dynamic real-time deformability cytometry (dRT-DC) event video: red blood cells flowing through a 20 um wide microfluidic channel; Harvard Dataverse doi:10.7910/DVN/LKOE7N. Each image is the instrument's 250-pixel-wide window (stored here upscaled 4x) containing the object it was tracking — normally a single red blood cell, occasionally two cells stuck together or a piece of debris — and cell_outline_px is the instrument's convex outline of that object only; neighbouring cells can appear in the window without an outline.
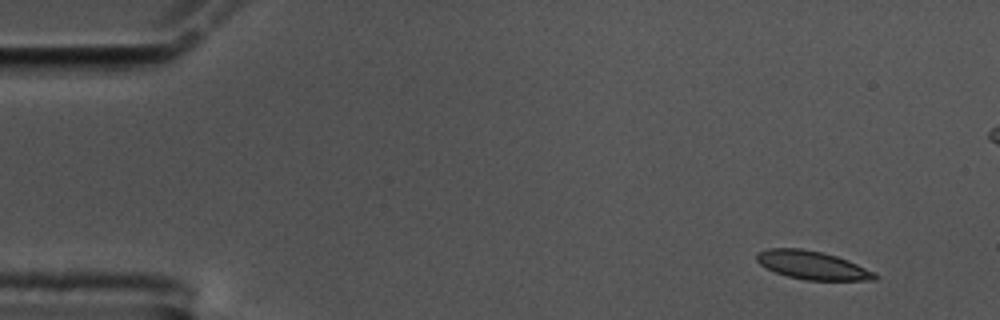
{"species": "common noctule bat (a hibernating species)", "species_latin": "Nyctalus noctula", "temperature_condition": "cold", "stored_images_in_passage": 53, "camera_frame_rate_fps": 3000, "um_per_image_px": 0.085, "animal": {"sex": "male", "body_mass_g": 17.5, "forearm_length_mm": 52.3}, "frame": {"image": 1, "passage_image": 1, "time_ms": 0.0, "image_size_px": [1000, 320], "cell_outline_px": [[880, 276], [876, 280], [804, 280], [788, 276], [776, 272], [760, 264], [756, 260], [756, 252], [768, 248], [800, 248], [820, 252], [836, 256], [848, 260], [876, 272]], "centroid_in_image_um": [69.07, 22.54], "position_along_channel_um": 15.9, "area_um2": 19.54}}
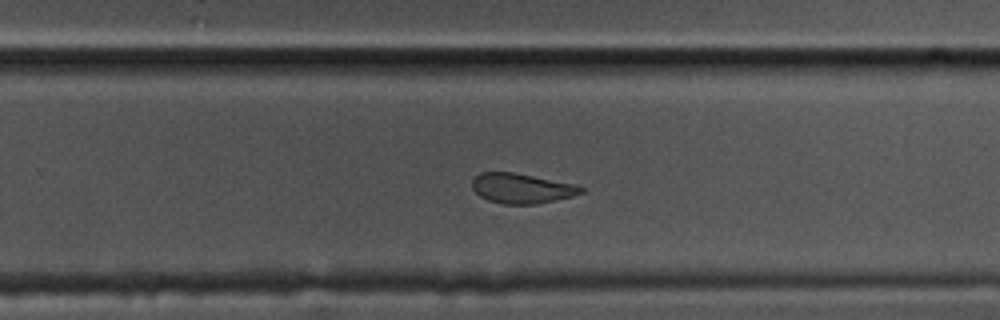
{"frame": {"image": 2, "passage_image": 33, "time_ms": 10.667, "image_size_px": [1000, 320], "cell_outline_px": [[584, 192], [572, 196], [536, 204], [504, 204], [488, 200], [480, 196], [472, 188], [472, 180], [480, 172], [512, 172], [576, 184], [584, 188]], "centroid_in_image_um": [44.34, 16.01], "position_along_channel_um": 285.5, "area_um2": 18.9}}
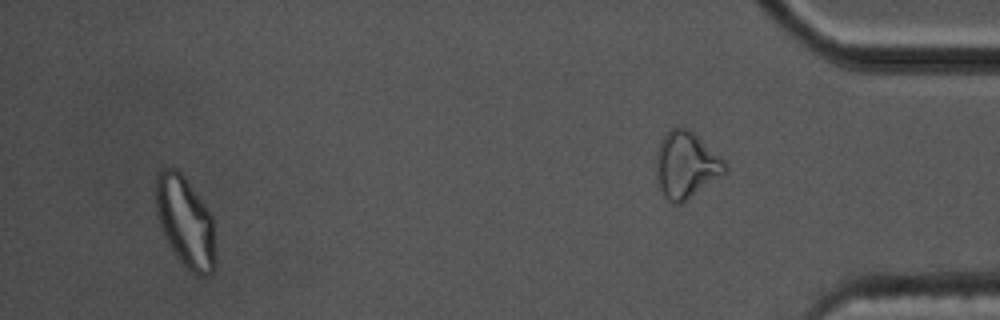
{"frame": {"image": 3, "passage_image": 51, "time_ms": 16.667, "image_size_px": [1000, 320], "cell_outline_px": [[216, 268], [208, 276], [196, 276], [180, 260], [172, 248], [160, 224], [156, 212], [156, 176], [160, 168], [176, 168], [184, 176], [212, 216], [216, 248]], "centroid_in_image_um": [15.79, 18.87], "position_along_channel_um": 419.4, "area_um2": 31.39}, "authors_computed_cell_mechanics": {"area_um2": 20.2878, "velocity_mm_per_s": 3.4892, "shape_relaxation_time_tau1_ms": 6.5141, "shape_relaxation_time_tau2_ms": 2.7896, "deformation_change_tau1": 0.1735, "deformation_change_tau2": 0.0883}}